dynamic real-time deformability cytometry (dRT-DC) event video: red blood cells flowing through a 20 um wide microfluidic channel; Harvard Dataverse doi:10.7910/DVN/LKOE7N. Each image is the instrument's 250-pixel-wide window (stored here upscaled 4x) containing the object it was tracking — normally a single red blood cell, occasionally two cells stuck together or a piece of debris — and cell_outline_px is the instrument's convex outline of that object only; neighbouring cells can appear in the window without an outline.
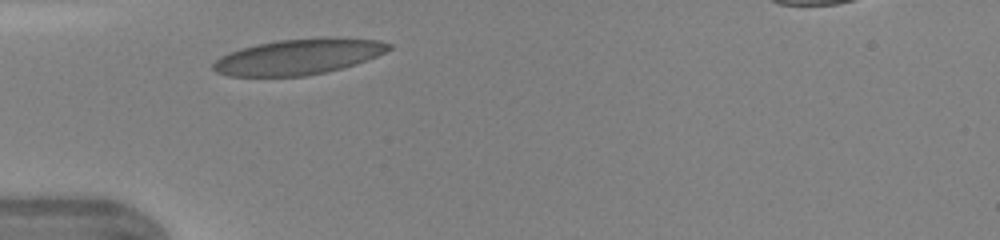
{"species": "human", "species_latin": "Homo sapiens", "temperature_condition": "warm", "stored_images_in_passage": 25, "camera_frame_rate_fps": 3000, "um_per_image_px": 0.085, "donor": {"sex": "female"}, "frame": {"image": 1, "passage_image": 1, "time_ms": 0.0, "image_size_px": [1000, 240], "cell_outline_px": [[392, 48], [376, 56], [356, 64], [324, 72], [304, 76], [228, 76], [216, 72], [212, 68], [212, 64], [220, 56], [240, 48], [256, 44], [276, 40], [320, 36], [336, 36], [380, 40], [392, 44]], "centroid_in_image_um": [25.39, 4.79], "position_along_channel_um": 59.6, "area_um2": 36.93}}
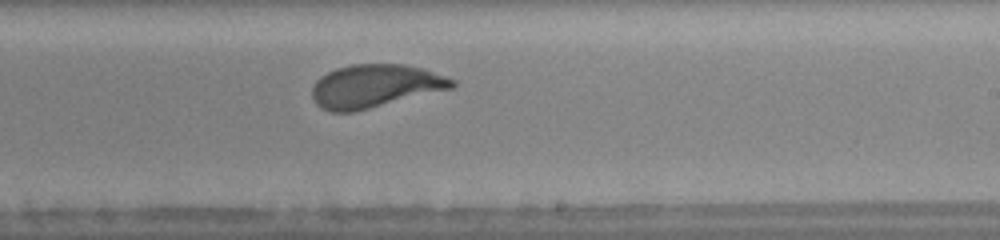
{"frame": {"image": 2, "passage_image": 15, "time_ms": 4.667, "image_size_px": [1000, 240], "cell_outline_px": [[456, 84], [452, 88], [352, 112], [332, 112], [320, 108], [316, 104], [312, 96], [312, 88], [316, 80], [320, 76], [336, 68], [352, 64], [404, 64], [424, 68], [456, 80]], "centroid_in_image_um": [31.86, 7.3], "position_along_channel_um": 257.1, "area_um2": 35.08}}
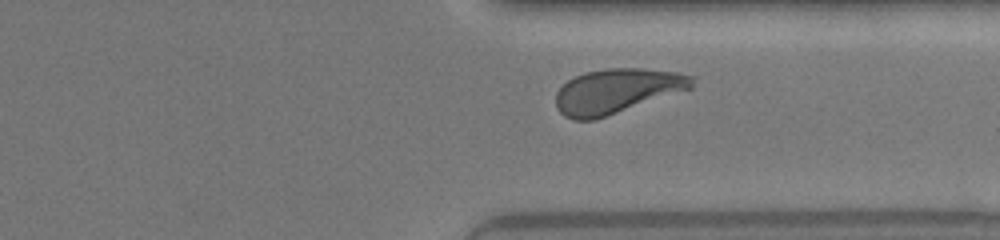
{"frame": {"image": 3, "passage_image": 22, "time_ms": 7.0, "image_size_px": [1000, 240], "cell_outline_px": [[692, 88], [596, 120], [572, 120], [564, 116], [556, 108], [556, 92], [568, 80], [584, 72], [608, 68], [640, 68], [676, 72], [692, 76]], "centroid_in_image_um": [52.39, 7.75], "position_along_channel_um": 359.0, "area_um2": 35.37}, "authors_computed_cell_mechanics": {"area_um2": 35.0846, "velocity_mm_per_s": 4.3546, "shape_relaxation_time_tau1_ms": 2.9617, "shape_relaxation_time_tau2_ms": null, "deformation_change_tau1": 0.1567, "deformation_change_tau2": null}}